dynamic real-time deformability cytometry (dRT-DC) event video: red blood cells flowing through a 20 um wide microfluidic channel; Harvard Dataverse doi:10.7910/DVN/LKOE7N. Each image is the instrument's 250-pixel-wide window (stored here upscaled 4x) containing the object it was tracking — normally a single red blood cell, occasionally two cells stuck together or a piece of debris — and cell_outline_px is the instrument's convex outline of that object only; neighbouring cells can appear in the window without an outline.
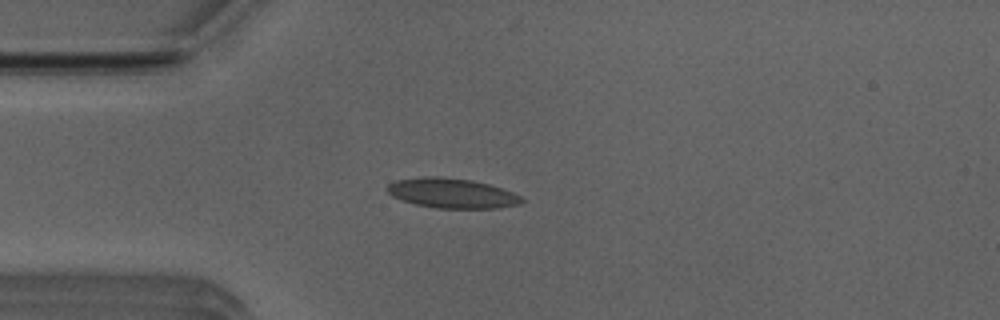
{"species": "Egyptian fruit bat (a non-hibernating species)", "species_latin": "Rousettus aegyptiacus", "temperature_condition": "room temperature", "stored_images_in_passage": 45, "camera_frame_rate_fps": 3000, "um_per_image_px": 0.085, "animal": {"sex": "male"}, "frame": {"image": 1, "passage_image": 10, "time_ms": 3.0, "image_size_px": [1000, 320], "cell_outline_px": [[524, 200], [520, 204], [496, 208], [436, 208], [416, 204], [392, 196], [384, 188], [388, 184], [396, 180], [424, 176], [436, 176], [472, 180], [488, 184], [512, 192], [520, 196]], "centroid_in_image_um": [38.38, 16.41], "position_along_channel_um": 46.6, "area_um2": 23.24}}
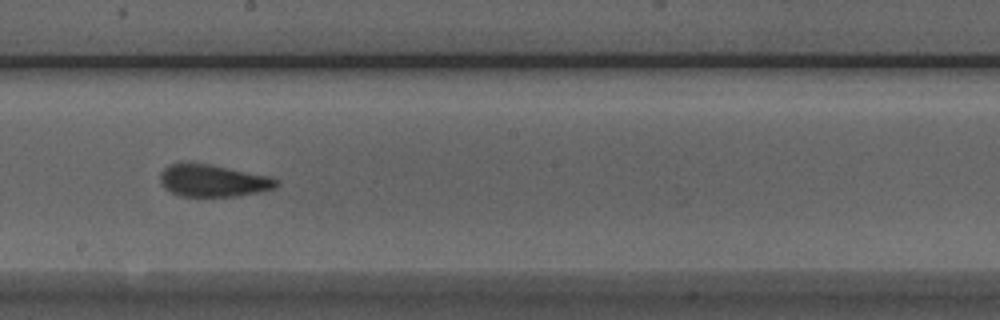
{"frame": {"image": 2, "passage_image": 25, "time_ms": 8.0, "image_size_px": [1000, 320], "cell_outline_px": [[280, 180], [276, 188], [240, 196], [180, 196], [164, 188], [160, 180], [160, 172], [164, 168], [172, 164], [208, 164], [272, 176]], "centroid_in_image_um": [18.16, 15.37], "position_along_channel_um": 230.0, "area_um2": 21.68}}
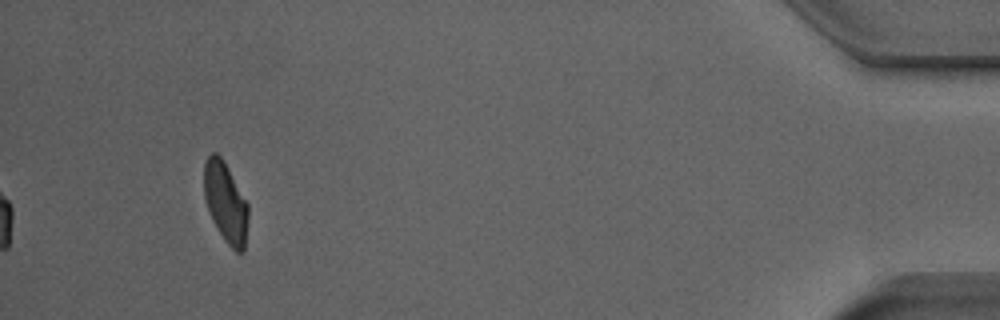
{"frame": {"image": 3, "passage_image": 45, "time_ms": 14.667, "image_size_px": [1000, 320], "cell_outline_px": [[248, 216], [244, 252], [236, 252], [224, 240], [216, 228], [212, 220], [204, 196], [204, 164], [208, 156], [212, 152], [216, 152], [224, 160], [248, 204]], "centroid_in_image_um": [19.17, 17.2], "position_along_channel_um": 416.0, "area_um2": 20.63}, "authors_computed_cell_mechanics": {"area_um2": 22.0796, "velocity_mm_per_s": 3.9355, "shape_relaxation_time_tau1_ms": null, "shape_relaxation_time_tau2_ms": 1.2364, "deformation_change_tau1": null, "deformation_change_tau2": 0.0803}}